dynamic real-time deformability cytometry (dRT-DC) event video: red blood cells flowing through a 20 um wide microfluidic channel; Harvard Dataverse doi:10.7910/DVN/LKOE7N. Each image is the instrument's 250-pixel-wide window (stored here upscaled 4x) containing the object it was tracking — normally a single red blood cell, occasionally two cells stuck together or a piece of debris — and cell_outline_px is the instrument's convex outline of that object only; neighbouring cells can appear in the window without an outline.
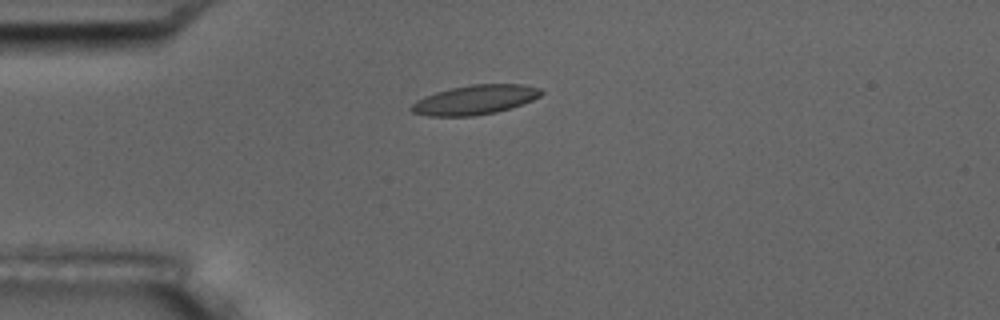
{"species": "common noctule bat (a hibernating species)", "species_latin": "Nyctalus noctula", "temperature_condition": "room temperature", "stored_images_in_passage": 6, "camera_frame_rate_fps": 3000, "um_per_image_px": 0.085, "animal": {"sex": "male", "body_mass_g": 17.5, "forearm_length_mm": 52.3}, "frame": {"image": 1, "passage_image": 4, "time_ms": 3.667, "image_size_px": [1000, 320], "cell_outline_px": [[544, 92], [540, 96], [532, 100], [496, 112], [472, 116], [428, 116], [412, 112], [408, 108], [416, 100], [424, 96], [436, 92], [452, 88], [472, 84], [520, 84], [540, 88]], "centroid_in_image_um": [40.34, 8.48], "position_along_channel_um": 44.7, "area_um2": 22.14}}